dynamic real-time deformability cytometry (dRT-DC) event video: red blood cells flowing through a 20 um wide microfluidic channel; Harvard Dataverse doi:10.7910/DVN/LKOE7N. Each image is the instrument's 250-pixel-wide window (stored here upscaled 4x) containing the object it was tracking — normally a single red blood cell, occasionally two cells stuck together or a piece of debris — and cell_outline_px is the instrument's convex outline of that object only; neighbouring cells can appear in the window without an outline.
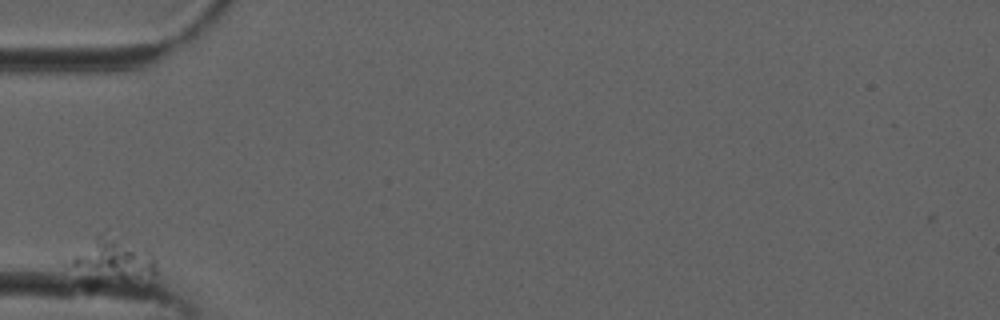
{"species": "common noctule bat (a hibernating species)", "species_latin": "Nyctalus noctula", "temperature_condition": "cold", "stored_images_in_passage": 7, "camera_frame_rate_fps": 3000, "um_per_image_px": 0.085, "animal": {"sex": "male", "forearm_length_mm": 52.5}, "frame": {"image": 1, "passage_image": 1, "time_ms": 0.0, "image_size_px": [1000, 320], "cell_outline_px": [[156, 272], [152, 276], [124, 280], [72, 264], [60, 260], [56, 256], [100, 232], [108, 228], [148, 252], [156, 260]], "centroid_in_image_um": [9.47, 21.81], "position_along_channel_um": 75.5, "area_um2": 21.5}}
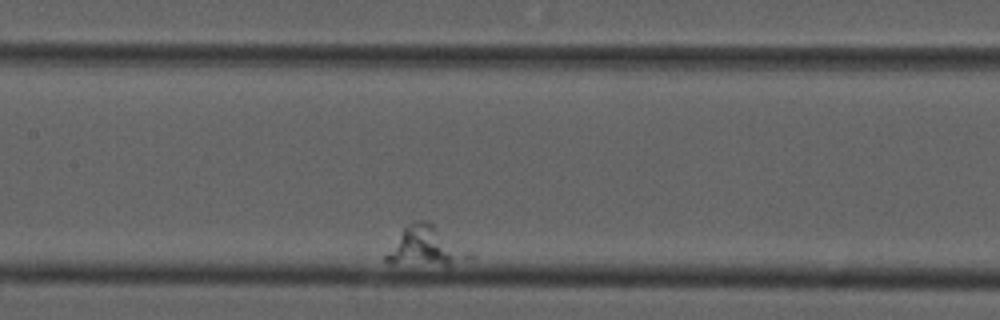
{"frame": {"image": 2, "passage_image": 5, "time_ms": 1.333, "image_size_px": [1000, 320], "cell_outline_px": [[472, 256], [468, 260], [448, 264], [444, 264], [384, 260], [384, 256], [404, 228], [408, 224], [416, 220], [428, 220], [472, 252]], "centroid_in_image_um": [36.26, 20.88], "position_along_channel_um": 171.1, "area_um2": 18.09}}
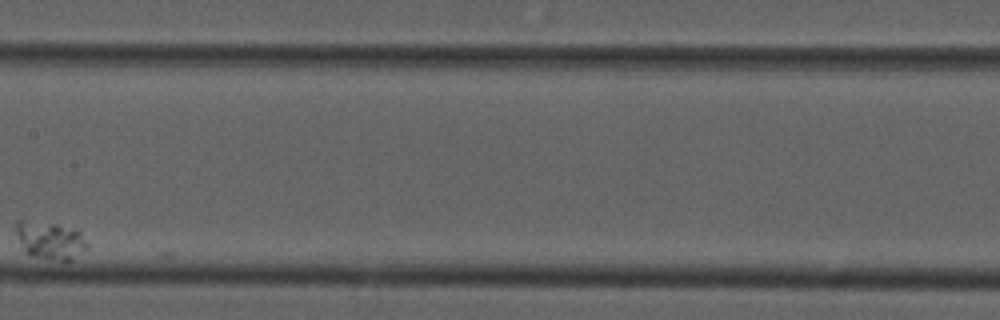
{"frame": {"image": 3, "passage_image": 6, "time_ms": 1.667, "image_size_px": [1000, 320], "cell_outline_px": [[88, 248], [72, 260], [60, 260], [32, 256], [24, 252], [12, 228], [12, 224], [20, 220], [56, 224], [76, 228], [80, 232], [88, 244]], "centroid_in_image_um": [4.22, 20.41], "position_along_channel_um": 203.2, "area_um2": 15.95}}